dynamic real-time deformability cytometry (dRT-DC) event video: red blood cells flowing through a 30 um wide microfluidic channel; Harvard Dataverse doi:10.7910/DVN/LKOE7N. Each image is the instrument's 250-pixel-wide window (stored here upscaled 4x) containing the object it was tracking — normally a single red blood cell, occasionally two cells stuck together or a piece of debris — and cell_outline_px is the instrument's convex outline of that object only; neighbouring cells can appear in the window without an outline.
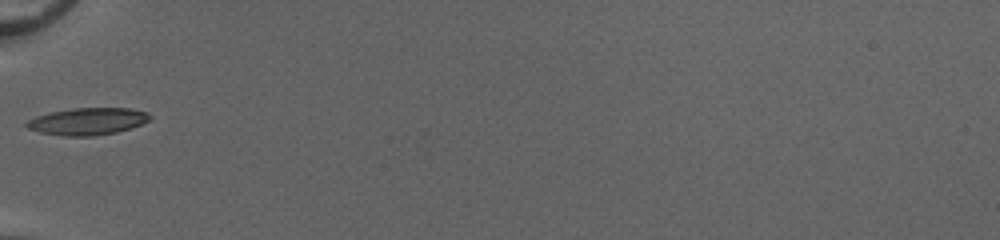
{"species": "common noctule bat (a hibernating species)", "species_latin": "Nyctalus noctula", "temperature_condition": "cold", "stored_images_in_passage": 13, "camera_frame_rate_fps": 3000, "um_per_image_px": 0.085, "animal": {"sex": "female", "body_mass_g": 20.0, "forearm_length_mm": 54.0}, "frame": {"image": 1, "passage_image": 1, "time_ms": 0.0, "image_size_px": [1000, 240], "cell_outline_px": [[152, 116], [148, 120], [132, 128], [116, 132], [92, 136], [64, 136], [40, 132], [28, 128], [24, 124], [28, 120], [36, 116], [52, 112], [72, 108], [128, 108], [148, 112]], "centroid_in_image_um": [7.45, 10.31], "position_along_channel_um": 77.6, "area_um2": 19.36}}
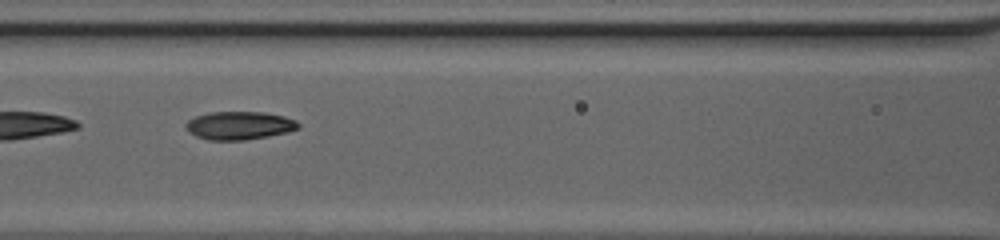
{"frame": {"image": 2, "passage_image": 6, "time_ms": 1.667, "image_size_px": [1000, 240], "cell_outline_px": [[300, 128], [288, 132], [268, 136], [244, 140], [208, 140], [196, 136], [188, 132], [184, 124], [188, 120], [196, 116], [208, 112], [264, 112], [284, 116], [296, 120], [300, 124]], "centroid_in_image_um": [20.34, 10.67], "position_along_channel_um": 146.3, "area_um2": 18.61}}